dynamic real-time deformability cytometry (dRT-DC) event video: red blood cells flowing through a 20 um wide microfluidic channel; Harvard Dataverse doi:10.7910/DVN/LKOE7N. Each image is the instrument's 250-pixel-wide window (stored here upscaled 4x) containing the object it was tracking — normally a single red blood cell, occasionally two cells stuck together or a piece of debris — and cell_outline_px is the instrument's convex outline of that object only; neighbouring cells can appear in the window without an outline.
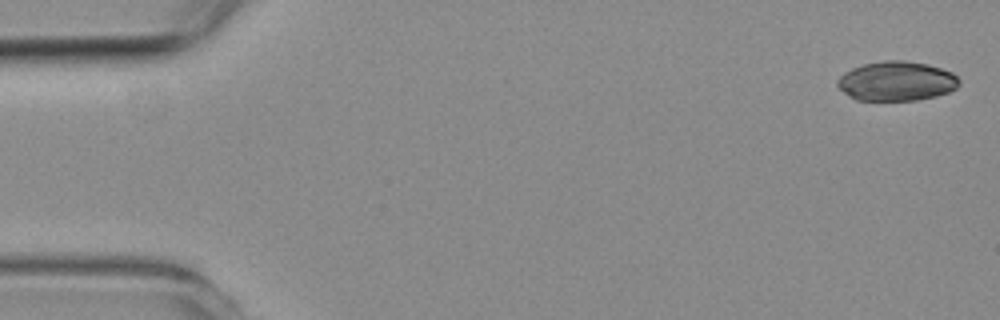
{"species": "common noctule bat (a hibernating species)", "species_latin": "Nyctalus noctula", "temperature_condition": "room temperature", "stored_images_in_passage": 4, "segment_of_instrument_passage": [2, 2], "camera_frame_rate_fps": 3000, "um_per_image_px": 0.085, "animal": {"sex": "female", "body_mass_g": 19.3, "forearm_length_mm": 54.1}, "frame": {"image": 1, "passage_image": 4, "time_ms": 4.667, "image_size_px": [1000, 320], "cell_outline_px": [[960, 84], [956, 88], [948, 92], [936, 96], [916, 100], [856, 100], [844, 92], [836, 84], [836, 80], [844, 72], [852, 68], [864, 64], [884, 60], [904, 60], [928, 64], [952, 72], [960, 80]], "centroid_in_image_um": [76.21, 6.89], "position_along_channel_um": 8.8, "area_um2": 28.03}}